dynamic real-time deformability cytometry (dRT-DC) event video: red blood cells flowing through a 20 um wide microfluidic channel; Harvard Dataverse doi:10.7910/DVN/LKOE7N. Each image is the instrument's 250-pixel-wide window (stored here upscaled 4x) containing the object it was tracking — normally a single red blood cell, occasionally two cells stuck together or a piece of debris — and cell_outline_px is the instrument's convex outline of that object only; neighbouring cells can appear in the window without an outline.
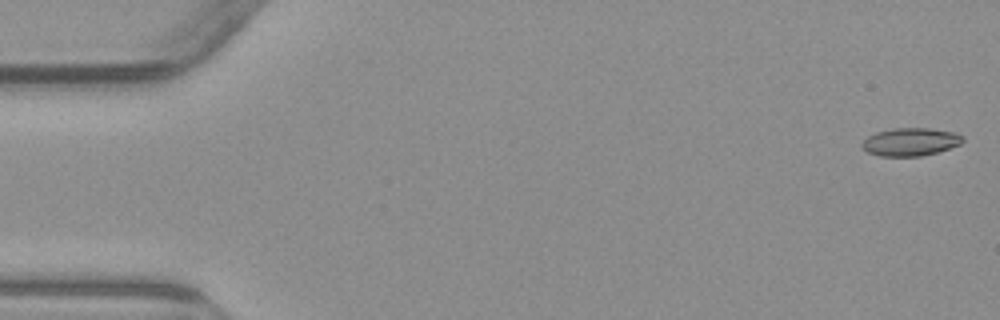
{"species": "common noctule bat (a hibernating species)", "species_latin": "Nyctalus noctula", "temperature_condition": "warm", "stored_images_in_passage": 5, "camera_frame_rate_fps": 3000, "um_per_image_px": 0.085, "animal": {"sex": "male", "body_mass_g": 23.1, "forearm_length_mm": 52.7}, "frame": {"image": 1, "passage_image": 1, "time_ms": 0.0, "image_size_px": [1000, 320], "cell_outline_px": [[964, 140], [960, 144], [936, 152], [920, 156], [880, 156], [868, 152], [860, 144], [868, 136], [876, 132], [892, 128], [928, 128], [956, 132], [964, 136]], "centroid_in_image_um": [77.4, 12.04], "position_along_channel_um": 7.6, "area_um2": 16.36}}
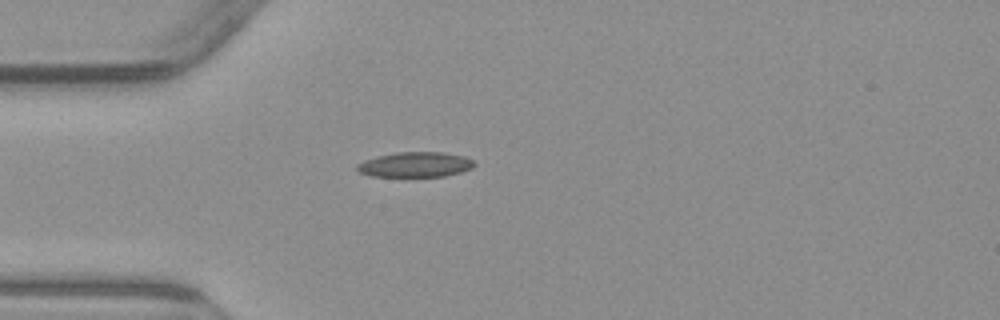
{"frame": {"image": 2, "passage_image": 5, "time_ms": 4.667, "image_size_px": [1000, 320], "cell_outline_px": [[476, 164], [472, 168], [460, 172], [444, 176], [372, 176], [360, 172], [356, 168], [356, 164], [364, 160], [376, 156], [396, 152], [444, 152], [464, 156], [472, 160]], "centroid_in_image_um": [35.29, 13.98], "position_along_channel_um": 49.7, "area_um2": 17.11}}